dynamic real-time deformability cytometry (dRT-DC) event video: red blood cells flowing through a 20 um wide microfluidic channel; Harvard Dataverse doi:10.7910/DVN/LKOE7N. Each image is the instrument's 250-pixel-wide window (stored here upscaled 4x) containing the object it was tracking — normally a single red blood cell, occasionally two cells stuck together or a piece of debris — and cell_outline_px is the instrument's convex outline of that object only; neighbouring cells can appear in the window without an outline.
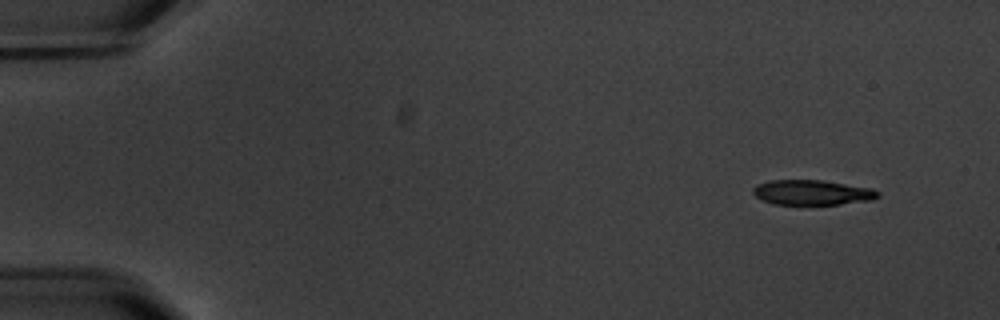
{"species": "common noctule bat (a hibernating species)", "species_latin": "Nyctalus noctula", "temperature_condition": "warm", "stored_images_in_passage": 10, "camera_frame_rate_fps": 3000, "um_per_image_px": 0.085, "animal": {"sex": "male", "body_mass_g": 20.1, "forearm_length_mm": 53.5}, "frame": {"image": 1, "passage_image": 1, "time_ms": 0.0, "image_size_px": [1000, 320], "cell_outline_px": [[880, 196], [872, 200], [840, 204], [772, 204], [756, 196], [752, 192], [752, 188], [756, 184], [768, 180], [820, 180], [872, 188], [880, 192]], "centroid_in_image_um": [69.03, 16.35], "position_along_channel_um": 16.0, "area_um2": 18.21}}
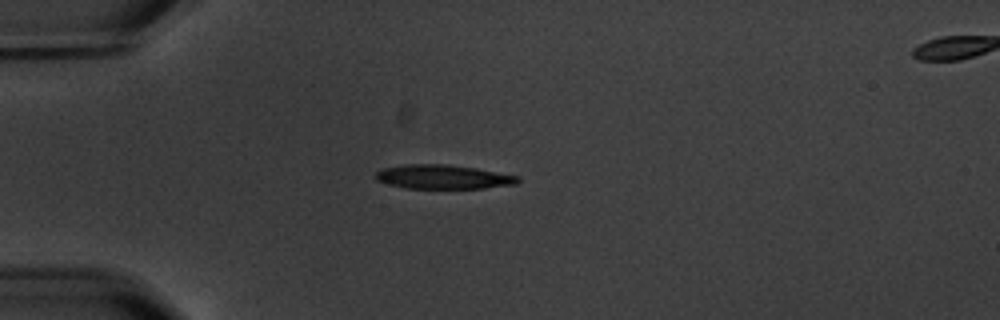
{"frame": {"image": 2, "passage_image": 4, "time_ms": 3.667, "image_size_px": [1000, 320], "cell_outline_px": [[520, 180], [516, 184], [484, 188], [404, 188], [388, 184], [376, 180], [376, 172], [384, 168], [404, 164], [448, 164], [476, 168], [520, 176]], "centroid_in_image_um": [37.68, 15.03], "position_along_channel_um": 47.3, "area_um2": 20.0}}
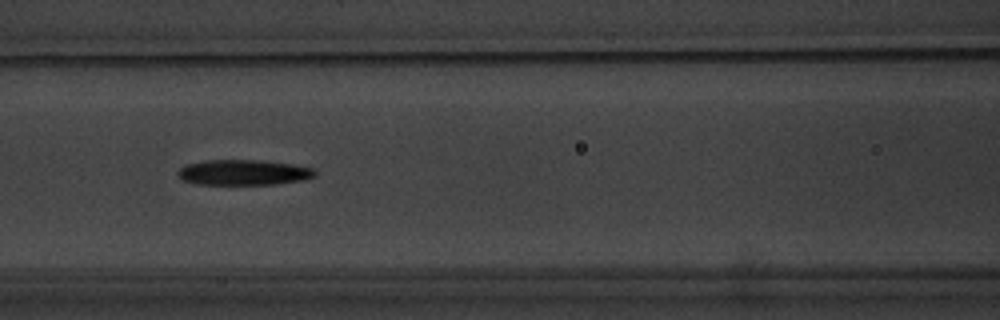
{"frame": {"image": 3, "passage_image": 7, "time_ms": 7.0, "image_size_px": [1000, 320], "cell_outline_px": [[316, 176], [304, 180], [276, 184], [200, 184], [180, 180], [176, 172], [180, 168], [188, 164], [204, 160], [256, 160], [292, 164], [312, 168], [316, 172]], "centroid_in_image_um": [20.68, 14.66], "position_along_channel_um": 145.9, "area_um2": 20.29}}